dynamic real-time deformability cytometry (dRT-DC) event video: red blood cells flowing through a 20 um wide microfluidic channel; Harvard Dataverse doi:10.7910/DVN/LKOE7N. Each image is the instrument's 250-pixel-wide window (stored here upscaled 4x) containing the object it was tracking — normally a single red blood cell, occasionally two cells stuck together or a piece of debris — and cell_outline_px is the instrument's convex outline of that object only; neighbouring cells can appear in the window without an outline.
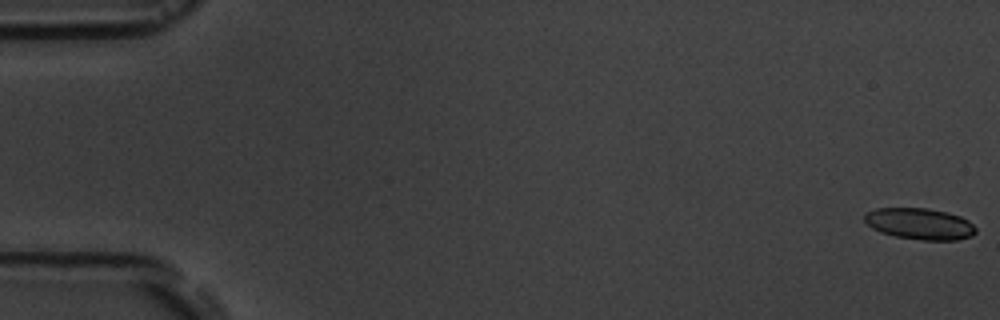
{"species": "common noctule bat (a hibernating species)", "species_latin": "Nyctalus noctula", "temperature_condition": "room temperature", "stored_images_in_passage": 6, "camera_frame_rate_fps": 3000, "um_per_image_px": 0.085, "animal": {"sex": "male", "body_mass_g": 19.5, "forearm_length_mm": 54.6}, "frame": {"image": 1, "passage_image": 1, "time_ms": 0.0, "image_size_px": [1000, 320], "cell_outline_px": [[976, 232], [972, 236], [956, 240], [924, 240], [896, 236], [880, 232], [872, 228], [864, 220], [864, 212], [876, 208], [928, 208], [948, 212], [960, 216], [968, 220], [976, 228]], "centroid_in_image_um": [78.17, 19.01], "position_along_channel_um": 6.8, "area_um2": 20.4}}